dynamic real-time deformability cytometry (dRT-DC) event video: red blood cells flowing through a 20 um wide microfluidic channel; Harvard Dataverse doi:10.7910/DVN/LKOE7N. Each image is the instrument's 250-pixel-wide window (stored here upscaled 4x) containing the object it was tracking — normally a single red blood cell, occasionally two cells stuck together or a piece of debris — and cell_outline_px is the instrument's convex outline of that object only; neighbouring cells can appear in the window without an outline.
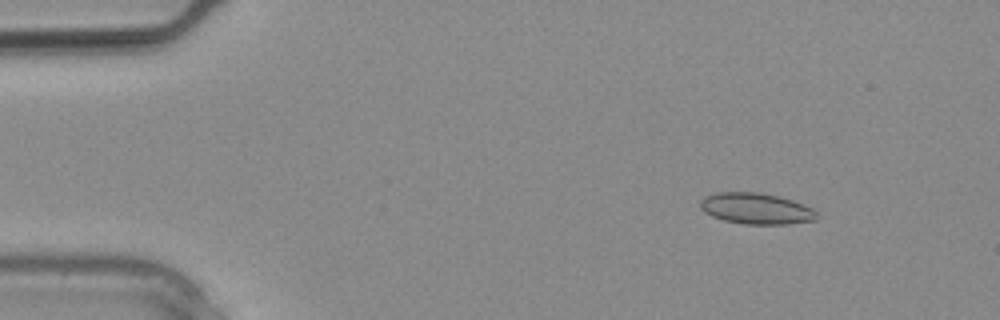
{"species": "common noctule bat (a hibernating species)", "species_latin": "Nyctalus noctula", "temperature_condition": "warm", "stored_images_in_passage": 13, "camera_frame_rate_fps": 3000, "um_per_image_px": 0.085, "animal": {"sex": "male", "body_mass_g": 20.4}, "frame": {"image": 1, "passage_image": 3, "time_ms": 0.667, "image_size_px": [1000, 320], "cell_outline_px": [[820, 216], [816, 220], [788, 224], [744, 224], [724, 220], [712, 216], [704, 212], [700, 208], [700, 200], [704, 196], [716, 192], [760, 192], [780, 196], [804, 204], [812, 208]], "centroid_in_image_um": [64.28, 17.72], "position_along_channel_um": 20.7, "area_um2": 21.39}}
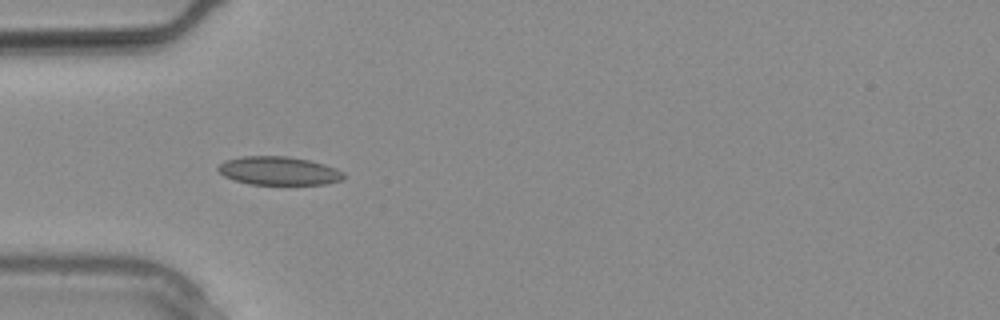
{"frame": {"image": 2, "passage_image": 8, "time_ms": 2.333, "image_size_px": [1000, 320], "cell_outline_px": [[344, 180], [324, 184], [252, 184], [236, 180], [224, 176], [216, 168], [224, 160], [240, 156], [288, 156], [308, 160], [324, 164], [336, 168], [344, 172]], "centroid_in_image_um": [23.7, 14.51], "position_along_channel_um": 61.3, "area_um2": 20.81}}